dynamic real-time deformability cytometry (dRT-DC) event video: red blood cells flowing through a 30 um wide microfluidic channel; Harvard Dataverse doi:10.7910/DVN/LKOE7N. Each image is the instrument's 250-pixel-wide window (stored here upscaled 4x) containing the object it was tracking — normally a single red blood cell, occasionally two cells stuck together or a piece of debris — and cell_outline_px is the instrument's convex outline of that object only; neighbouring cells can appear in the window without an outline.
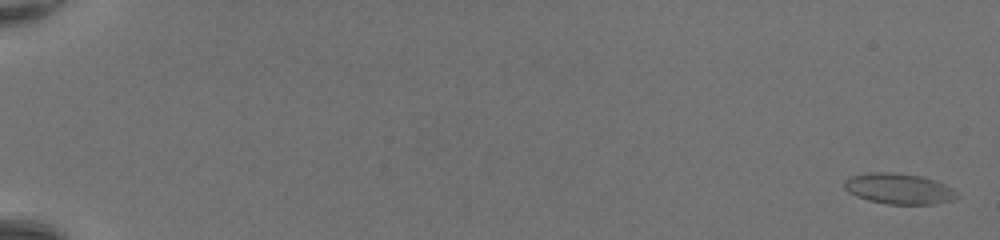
{"species": "common noctule bat (a hibernating species)", "species_latin": "Nyctalus noctula", "temperature_condition": "room temperature", "stored_images_in_passage": 51, "camera_frame_rate_fps": 3000, "um_per_image_px": 0.085, "animal": {"sex": "female", "body_mass_g": 20.0, "forearm_length_mm": 54.0}, "frame": {"image": 1, "passage_image": 2, "time_ms": 0.333, "image_size_px": [1000, 240], "cell_outline_px": [[960, 196], [952, 200], [936, 204], [888, 204], [868, 200], [856, 196], [848, 192], [844, 188], [844, 180], [852, 176], [868, 172], [896, 172], [920, 176], [944, 184], [952, 188]], "centroid_in_image_um": [76.39, 16.04], "position_along_channel_um": 8.6, "area_um2": 20.17}}
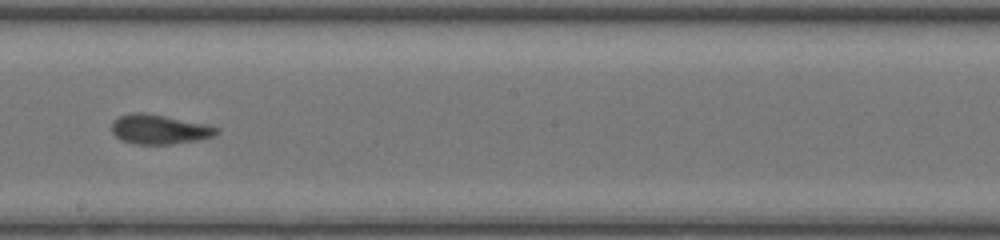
{"frame": {"image": 2, "passage_image": 32, "time_ms": 10.333, "image_size_px": [1000, 240], "cell_outline_px": [[220, 132], [216, 136], [196, 140], [172, 144], [132, 144], [120, 140], [112, 132], [112, 120], [120, 116], [132, 112], [144, 112], [208, 124], [220, 128]], "centroid_in_image_um": [13.56, 10.99], "position_along_channel_um": 234.6, "area_um2": 18.32}}
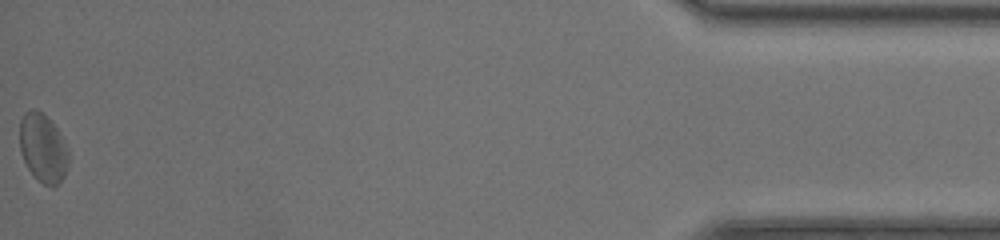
{"frame": {"image": 3, "passage_image": 51, "time_ms": 16.667, "image_size_px": [1000, 240], "cell_outline_px": [[68, 164], [64, 176], [52, 188], [44, 184], [28, 168], [20, 152], [20, 120], [24, 112], [32, 108], [36, 108], [56, 128], [68, 148]], "centroid_in_image_um": [3.64, 12.57], "position_along_channel_um": 431.6, "area_um2": 19.19}, "authors_computed_cell_mechanics": {"area_um2": 18.3226, "velocity_mm_per_s": 4.3892, "shape_relaxation_time_tau1_ms": 3.9693, "shape_relaxation_time_tau2_ms": 2.495, "deformation_change_tau1": 0.1286, "deformation_change_tau2": 0.1083}}